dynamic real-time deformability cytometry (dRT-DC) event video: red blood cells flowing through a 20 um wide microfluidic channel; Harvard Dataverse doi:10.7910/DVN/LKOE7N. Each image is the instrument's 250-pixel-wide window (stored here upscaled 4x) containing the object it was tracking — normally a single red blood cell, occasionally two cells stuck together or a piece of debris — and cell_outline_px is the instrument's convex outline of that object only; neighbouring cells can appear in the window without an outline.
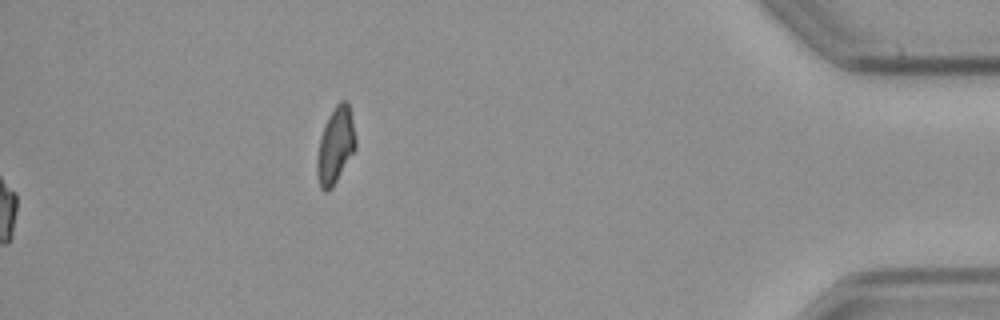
{"species": "common noctule bat (a hibernating species)", "species_latin": "Nyctalus noctula", "temperature_condition": "cold", "stored_images_in_passage": 42, "camera_frame_rate_fps": 3000, "um_per_image_px": 0.085, "animal": {"sex": "male", "body_mass_g": 23.1, "forearm_length_mm": 52.7}, "frame": {"image": 1, "passage_image": 42, "time_ms": 13.667, "image_size_px": [1000, 320], "cell_outline_px": [[356, 148], [332, 188], [328, 192], [324, 192], [320, 188], [316, 172], [316, 160], [320, 136], [328, 116], [336, 104], [340, 100], [348, 100], [356, 140]], "centroid_in_image_um": [28.5, 12.38], "position_along_channel_um": 406.7, "area_um2": 17.28}, "authors_computed_cell_mechanics": {"area_um2": 18.4382, "velocity_mm_per_s": 3.6232, "shape_relaxation_time_tau1_ms": 6.5699, "shape_relaxation_time_tau2_ms": null, "deformation_change_tau1": 0.1428, "deformation_change_tau2": null}}